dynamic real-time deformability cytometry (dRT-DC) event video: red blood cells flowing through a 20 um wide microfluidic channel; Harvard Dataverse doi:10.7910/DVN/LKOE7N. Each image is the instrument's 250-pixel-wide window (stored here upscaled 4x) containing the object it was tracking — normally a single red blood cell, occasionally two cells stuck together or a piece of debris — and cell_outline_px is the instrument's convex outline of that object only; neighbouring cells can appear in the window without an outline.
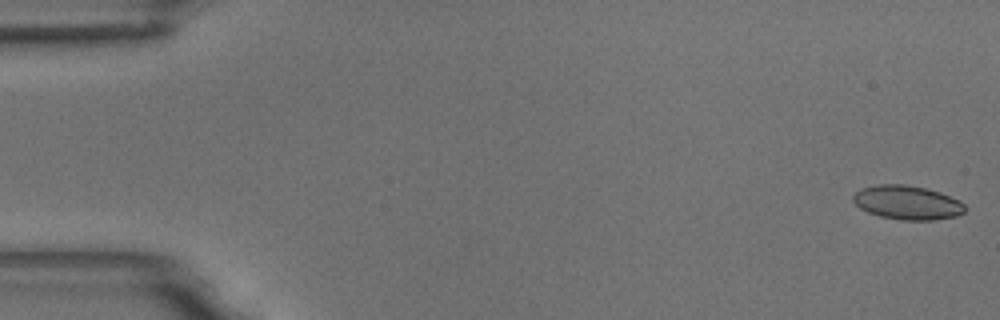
{"species": "common noctule bat (a hibernating species)", "species_latin": "Nyctalus noctula", "temperature_condition": "room temperature", "stored_images_in_passage": 59, "camera_frame_rate_fps": 3000, "um_per_image_px": 0.085, "animal": {"sex": "male", "body_mass_g": 18.8}, "frame": {"image": 1, "passage_image": 1, "time_ms": 0.0, "image_size_px": [1000, 320], "cell_outline_px": [[968, 208], [964, 212], [956, 216], [932, 220], [904, 220], [880, 216], [868, 212], [860, 208], [852, 200], [852, 196], [860, 188], [880, 184], [904, 184], [924, 188], [940, 192], [960, 200]], "centroid_in_image_um": [77.13, 17.21], "position_along_channel_um": 7.9, "area_um2": 22.2}}
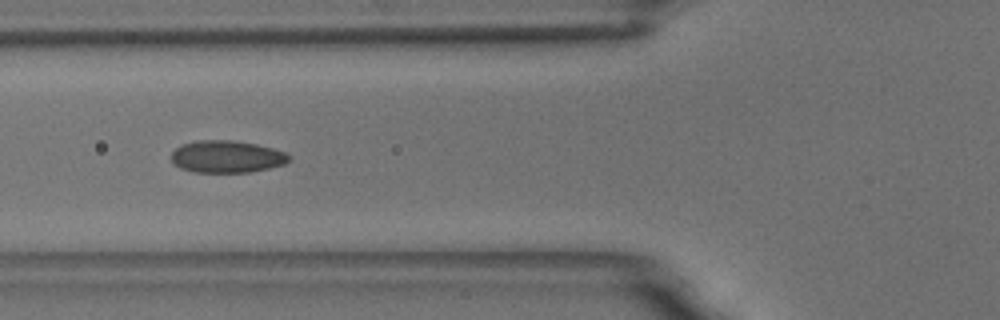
{"frame": {"image": 2, "passage_image": 22, "time_ms": 7.0, "image_size_px": [1000, 320], "cell_outline_px": [[292, 156], [284, 164], [268, 168], [248, 172], [192, 172], [180, 168], [172, 164], [172, 152], [176, 148], [184, 144], [196, 140], [232, 140], [256, 144], [272, 148], [284, 152]], "centroid_in_image_um": [19.25, 13.31], "position_along_channel_um": 106.6, "area_um2": 22.02}}
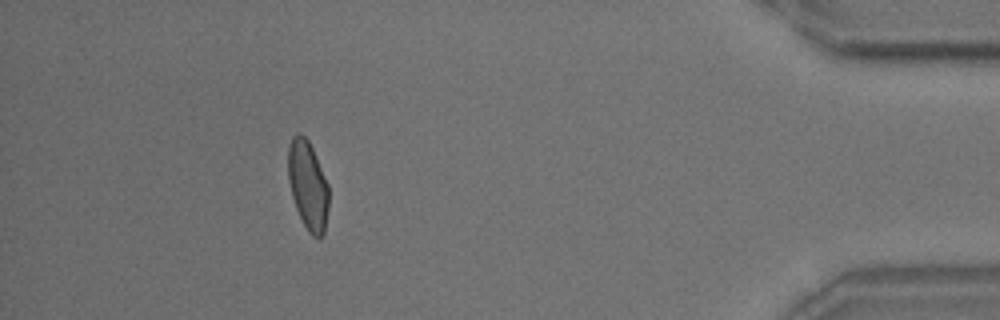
{"frame": {"image": 3, "passage_image": 53, "time_ms": 17.333, "image_size_px": [1000, 320], "cell_outline_px": [[328, 208], [324, 232], [320, 236], [312, 236], [308, 232], [296, 208], [292, 196], [288, 180], [288, 148], [292, 136], [296, 132], [300, 132], [308, 140], [312, 148], [328, 184]], "centroid_in_image_um": [26.15, 15.71], "position_along_channel_um": 409.0, "area_um2": 20.87}, "authors_computed_cell_mechanics": {"area_um2": 21.5594, "velocity_mm_per_s": 3.4511, "shape_relaxation_time_tau1_ms": null, "shape_relaxation_time_tau2_ms": 1.3622, "deformation_change_tau1": null, "deformation_change_tau2": 0.0477}}